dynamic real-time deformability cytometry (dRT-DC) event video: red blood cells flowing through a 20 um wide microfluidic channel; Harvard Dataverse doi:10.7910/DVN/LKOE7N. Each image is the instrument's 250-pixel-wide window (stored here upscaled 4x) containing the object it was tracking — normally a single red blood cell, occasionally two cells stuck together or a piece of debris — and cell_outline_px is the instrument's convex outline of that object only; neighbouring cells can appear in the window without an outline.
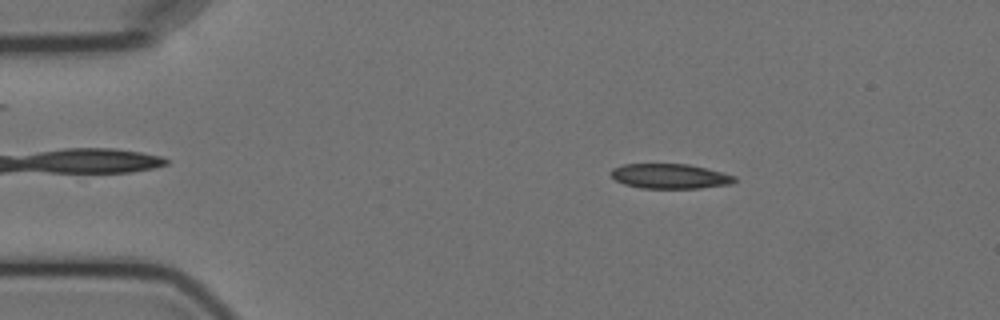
{"species": "Egyptian fruit bat (a non-hibernating species)", "species_latin": "Rousettus aegyptiacus", "temperature_condition": "cold", "stored_images_in_passage": 2, "camera_frame_rate_fps": 3000, "um_per_image_px": 0.085, "animal": {"sex": "female"}, "frame": {"image": 1, "passage_image": 1, "time_ms": 0.0, "image_size_px": [1000, 320], "cell_outline_px": [[736, 180], [732, 184], [700, 188], [640, 188], [624, 184], [616, 180], [608, 172], [612, 168], [624, 164], [688, 164], [708, 168], [724, 172], [736, 176]], "centroid_in_image_um": [56.96, 14.97], "position_along_channel_um": 28.0, "area_um2": 18.09}}